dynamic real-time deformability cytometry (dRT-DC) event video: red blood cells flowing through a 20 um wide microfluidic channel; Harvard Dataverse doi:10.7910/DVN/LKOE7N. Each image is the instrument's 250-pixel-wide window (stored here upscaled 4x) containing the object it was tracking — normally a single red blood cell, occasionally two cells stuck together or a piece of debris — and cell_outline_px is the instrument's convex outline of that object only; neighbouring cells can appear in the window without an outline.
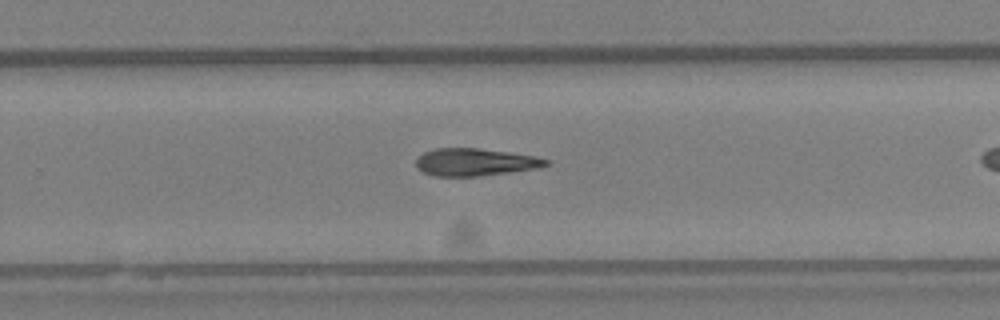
{"species": "Egyptian fruit bat (a non-hibernating species)", "species_latin": "Rousettus aegyptiacus", "temperature_condition": "warm", "stored_images_in_passage": 21, "camera_frame_rate_fps": 3000, "um_per_image_px": 0.085, "animal": {"sex": "female"}, "frame": {"image": 1, "passage_image": 15, "time_ms": 4.667, "image_size_px": [1000, 320], "cell_outline_px": [[548, 164], [540, 168], [512, 172], [476, 176], [436, 176], [424, 172], [416, 168], [416, 160], [424, 152], [436, 148], [480, 148], [508, 152], [532, 156], [548, 160]], "centroid_in_image_um": [40.37, 13.78], "position_along_channel_um": 289.4, "area_um2": 20.63}}